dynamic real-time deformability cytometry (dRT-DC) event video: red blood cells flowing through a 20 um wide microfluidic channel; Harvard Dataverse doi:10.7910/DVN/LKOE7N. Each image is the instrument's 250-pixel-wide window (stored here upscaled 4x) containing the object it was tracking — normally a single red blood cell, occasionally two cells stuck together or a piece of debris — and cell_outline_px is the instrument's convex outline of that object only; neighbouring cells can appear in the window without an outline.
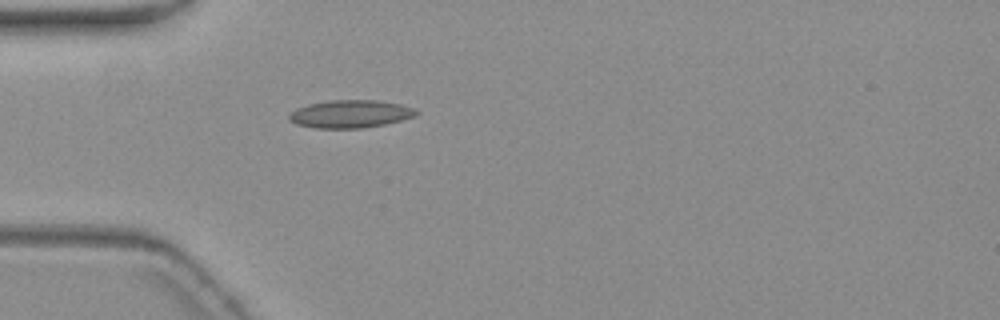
{"species": "common noctule bat (a hibernating species)", "species_latin": "Nyctalus noctula", "temperature_condition": "warm", "stored_images_in_passage": 1, "camera_frame_rate_fps": 3000, "um_per_image_px": 0.085, "animal": {"sex": "female", "body_mass_g": 19.3, "forearm_length_mm": 54.1}, "frame": {"image": 1, "passage_image": 1, "time_ms": 0.0, "image_size_px": [1000, 320], "cell_outline_px": [[420, 112], [416, 116], [384, 124], [360, 128], [316, 128], [296, 124], [288, 120], [288, 116], [296, 108], [308, 104], [328, 100], [376, 100], [400, 104], [412, 108]], "centroid_in_image_um": [29.75, 9.68], "position_along_channel_um": 55.2, "area_um2": 20.52}}